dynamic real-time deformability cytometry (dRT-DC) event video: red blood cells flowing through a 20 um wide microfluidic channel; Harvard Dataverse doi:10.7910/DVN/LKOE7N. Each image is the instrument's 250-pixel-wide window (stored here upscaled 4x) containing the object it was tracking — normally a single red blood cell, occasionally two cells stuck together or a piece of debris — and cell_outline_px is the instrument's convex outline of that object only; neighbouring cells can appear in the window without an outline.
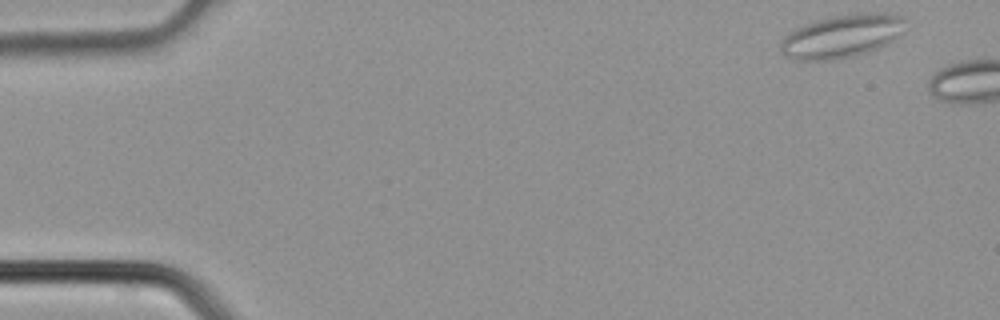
{"species": "common noctule bat (a hibernating species)", "species_latin": "Nyctalus noctula", "temperature_condition": "cold", "stored_images_in_passage": 2, "camera_frame_rate_fps": 3000, "um_per_image_px": 0.085, "animal": {"sex": "male", "body_mass_g": 21.5, "forearm_length_mm": 52.0}, "frame": {"image": 1, "passage_image": 1, "time_ms": 0.0, "image_size_px": [1000, 320], "cell_outline_px": [[904, 20], [896, 36], [892, 40], [868, 52], [852, 56], [824, 60], [792, 60], [784, 56], [780, 52], [780, 44], [784, 36], [788, 32], [804, 24], [828, 16], [864, 12], [884, 12], [904, 16]], "centroid_in_image_um": [71.46, 3.06], "position_along_channel_um": 13.5, "area_um2": 31.21}}